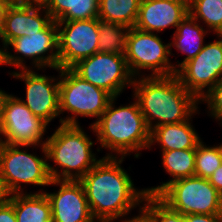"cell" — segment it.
<instances>
[{
	"mask_svg": "<svg viewBox=\"0 0 222 222\" xmlns=\"http://www.w3.org/2000/svg\"><path fill=\"white\" fill-rule=\"evenodd\" d=\"M4 64V48H0V66Z\"/></svg>",
	"mask_w": 222,
	"mask_h": 222,
	"instance_id": "cell-37",
	"label": "cell"
},
{
	"mask_svg": "<svg viewBox=\"0 0 222 222\" xmlns=\"http://www.w3.org/2000/svg\"><path fill=\"white\" fill-rule=\"evenodd\" d=\"M9 6L10 5L7 2L0 0V36L4 29L5 13Z\"/></svg>",
	"mask_w": 222,
	"mask_h": 222,
	"instance_id": "cell-32",
	"label": "cell"
},
{
	"mask_svg": "<svg viewBox=\"0 0 222 222\" xmlns=\"http://www.w3.org/2000/svg\"><path fill=\"white\" fill-rule=\"evenodd\" d=\"M188 10L197 22L206 24L207 30L222 35V0H188Z\"/></svg>",
	"mask_w": 222,
	"mask_h": 222,
	"instance_id": "cell-25",
	"label": "cell"
},
{
	"mask_svg": "<svg viewBox=\"0 0 222 222\" xmlns=\"http://www.w3.org/2000/svg\"><path fill=\"white\" fill-rule=\"evenodd\" d=\"M191 119L192 117L181 123L164 124L153 128L150 132L149 150L155 143L160 146L161 151L196 149L202 140L192 127Z\"/></svg>",
	"mask_w": 222,
	"mask_h": 222,
	"instance_id": "cell-18",
	"label": "cell"
},
{
	"mask_svg": "<svg viewBox=\"0 0 222 222\" xmlns=\"http://www.w3.org/2000/svg\"><path fill=\"white\" fill-rule=\"evenodd\" d=\"M21 147L31 146L0 144V185L6 196L24 193L21 187L23 183L49 186L52 181L46 147H41L42 157L28 153Z\"/></svg>",
	"mask_w": 222,
	"mask_h": 222,
	"instance_id": "cell-5",
	"label": "cell"
},
{
	"mask_svg": "<svg viewBox=\"0 0 222 222\" xmlns=\"http://www.w3.org/2000/svg\"><path fill=\"white\" fill-rule=\"evenodd\" d=\"M208 31L209 30L204 29L200 22H197L190 14L176 27L170 46L171 48H173V46L176 47V50L187 55L181 63L177 61L178 65H175V74L186 62L196 57L202 50Z\"/></svg>",
	"mask_w": 222,
	"mask_h": 222,
	"instance_id": "cell-19",
	"label": "cell"
},
{
	"mask_svg": "<svg viewBox=\"0 0 222 222\" xmlns=\"http://www.w3.org/2000/svg\"><path fill=\"white\" fill-rule=\"evenodd\" d=\"M141 207V215L148 222H184V215L174 211L156 195H146Z\"/></svg>",
	"mask_w": 222,
	"mask_h": 222,
	"instance_id": "cell-27",
	"label": "cell"
},
{
	"mask_svg": "<svg viewBox=\"0 0 222 222\" xmlns=\"http://www.w3.org/2000/svg\"><path fill=\"white\" fill-rule=\"evenodd\" d=\"M207 104L208 113L211 117L222 123V79L213 86L205 96L200 100Z\"/></svg>",
	"mask_w": 222,
	"mask_h": 222,
	"instance_id": "cell-28",
	"label": "cell"
},
{
	"mask_svg": "<svg viewBox=\"0 0 222 222\" xmlns=\"http://www.w3.org/2000/svg\"><path fill=\"white\" fill-rule=\"evenodd\" d=\"M53 21L98 18L99 0H49L44 6Z\"/></svg>",
	"mask_w": 222,
	"mask_h": 222,
	"instance_id": "cell-21",
	"label": "cell"
},
{
	"mask_svg": "<svg viewBox=\"0 0 222 222\" xmlns=\"http://www.w3.org/2000/svg\"><path fill=\"white\" fill-rule=\"evenodd\" d=\"M12 47L14 55L8 52ZM49 53V54H48ZM47 54V55H46ZM25 59H31L30 69L59 68L57 22L51 21L42 31L12 40L4 48V64L18 69H29ZM24 61V62H23Z\"/></svg>",
	"mask_w": 222,
	"mask_h": 222,
	"instance_id": "cell-9",
	"label": "cell"
},
{
	"mask_svg": "<svg viewBox=\"0 0 222 222\" xmlns=\"http://www.w3.org/2000/svg\"><path fill=\"white\" fill-rule=\"evenodd\" d=\"M6 197L0 185V202Z\"/></svg>",
	"mask_w": 222,
	"mask_h": 222,
	"instance_id": "cell-38",
	"label": "cell"
},
{
	"mask_svg": "<svg viewBox=\"0 0 222 222\" xmlns=\"http://www.w3.org/2000/svg\"><path fill=\"white\" fill-rule=\"evenodd\" d=\"M59 69L72 68L98 53V18L57 22Z\"/></svg>",
	"mask_w": 222,
	"mask_h": 222,
	"instance_id": "cell-13",
	"label": "cell"
},
{
	"mask_svg": "<svg viewBox=\"0 0 222 222\" xmlns=\"http://www.w3.org/2000/svg\"><path fill=\"white\" fill-rule=\"evenodd\" d=\"M98 52L125 56L129 28L98 19Z\"/></svg>",
	"mask_w": 222,
	"mask_h": 222,
	"instance_id": "cell-24",
	"label": "cell"
},
{
	"mask_svg": "<svg viewBox=\"0 0 222 222\" xmlns=\"http://www.w3.org/2000/svg\"><path fill=\"white\" fill-rule=\"evenodd\" d=\"M57 71L60 77V114L66 111L71 113L70 116L60 118V124L79 125V116L93 117L97 121L113 97L105 90L82 79L71 68H57Z\"/></svg>",
	"mask_w": 222,
	"mask_h": 222,
	"instance_id": "cell-6",
	"label": "cell"
},
{
	"mask_svg": "<svg viewBox=\"0 0 222 222\" xmlns=\"http://www.w3.org/2000/svg\"><path fill=\"white\" fill-rule=\"evenodd\" d=\"M208 180L217 189V191L222 195V164L208 178Z\"/></svg>",
	"mask_w": 222,
	"mask_h": 222,
	"instance_id": "cell-31",
	"label": "cell"
},
{
	"mask_svg": "<svg viewBox=\"0 0 222 222\" xmlns=\"http://www.w3.org/2000/svg\"><path fill=\"white\" fill-rule=\"evenodd\" d=\"M51 21L52 18L44 6L10 5L5 13L4 29L0 36L2 47L5 48L18 37L42 31Z\"/></svg>",
	"mask_w": 222,
	"mask_h": 222,
	"instance_id": "cell-17",
	"label": "cell"
},
{
	"mask_svg": "<svg viewBox=\"0 0 222 222\" xmlns=\"http://www.w3.org/2000/svg\"><path fill=\"white\" fill-rule=\"evenodd\" d=\"M116 99L113 97L110 100L101 117L89 128L96 134L101 148L111 151L106 157L119 155L125 158L131 152H136L134 157L138 158L140 151L149 149L151 131L135 98L130 105L119 107H115Z\"/></svg>",
	"mask_w": 222,
	"mask_h": 222,
	"instance_id": "cell-3",
	"label": "cell"
},
{
	"mask_svg": "<svg viewBox=\"0 0 222 222\" xmlns=\"http://www.w3.org/2000/svg\"><path fill=\"white\" fill-rule=\"evenodd\" d=\"M42 190L5 197L14 207L17 222H52L51 204Z\"/></svg>",
	"mask_w": 222,
	"mask_h": 222,
	"instance_id": "cell-20",
	"label": "cell"
},
{
	"mask_svg": "<svg viewBox=\"0 0 222 222\" xmlns=\"http://www.w3.org/2000/svg\"><path fill=\"white\" fill-rule=\"evenodd\" d=\"M93 144L80 125L60 124L45 144L48 161L58 166L48 163L51 178L79 181L101 160L92 153Z\"/></svg>",
	"mask_w": 222,
	"mask_h": 222,
	"instance_id": "cell-4",
	"label": "cell"
},
{
	"mask_svg": "<svg viewBox=\"0 0 222 222\" xmlns=\"http://www.w3.org/2000/svg\"><path fill=\"white\" fill-rule=\"evenodd\" d=\"M184 222H222V214H187Z\"/></svg>",
	"mask_w": 222,
	"mask_h": 222,
	"instance_id": "cell-30",
	"label": "cell"
},
{
	"mask_svg": "<svg viewBox=\"0 0 222 222\" xmlns=\"http://www.w3.org/2000/svg\"><path fill=\"white\" fill-rule=\"evenodd\" d=\"M162 152V165L172 179L162 184L145 188L148 195H157L168 183L190 176H194L195 171V149H175Z\"/></svg>",
	"mask_w": 222,
	"mask_h": 222,
	"instance_id": "cell-22",
	"label": "cell"
},
{
	"mask_svg": "<svg viewBox=\"0 0 222 222\" xmlns=\"http://www.w3.org/2000/svg\"><path fill=\"white\" fill-rule=\"evenodd\" d=\"M128 222H148V221L141 215V208H139V214L137 216L129 218Z\"/></svg>",
	"mask_w": 222,
	"mask_h": 222,
	"instance_id": "cell-34",
	"label": "cell"
},
{
	"mask_svg": "<svg viewBox=\"0 0 222 222\" xmlns=\"http://www.w3.org/2000/svg\"><path fill=\"white\" fill-rule=\"evenodd\" d=\"M0 222H17L14 207L6 198L0 202Z\"/></svg>",
	"mask_w": 222,
	"mask_h": 222,
	"instance_id": "cell-29",
	"label": "cell"
},
{
	"mask_svg": "<svg viewBox=\"0 0 222 222\" xmlns=\"http://www.w3.org/2000/svg\"><path fill=\"white\" fill-rule=\"evenodd\" d=\"M97 222H114L113 220L111 221V220H108V221H97ZM121 222H128V219H126V220H122Z\"/></svg>",
	"mask_w": 222,
	"mask_h": 222,
	"instance_id": "cell-39",
	"label": "cell"
},
{
	"mask_svg": "<svg viewBox=\"0 0 222 222\" xmlns=\"http://www.w3.org/2000/svg\"><path fill=\"white\" fill-rule=\"evenodd\" d=\"M222 164V144L208 146L201 141L195 149L194 175L208 179Z\"/></svg>",
	"mask_w": 222,
	"mask_h": 222,
	"instance_id": "cell-26",
	"label": "cell"
},
{
	"mask_svg": "<svg viewBox=\"0 0 222 222\" xmlns=\"http://www.w3.org/2000/svg\"><path fill=\"white\" fill-rule=\"evenodd\" d=\"M78 76L94 86L118 97L126 87H132L131 75L125 56L120 54L95 53L79 61L71 68Z\"/></svg>",
	"mask_w": 222,
	"mask_h": 222,
	"instance_id": "cell-11",
	"label": "cell"
},
{
	"mask_svg": "<svg viewBox=\"0 0 222 222\" xmlns=\"http://www.w3.org/2000/svg\"><path fill=\"white\" fill-rule=\"evenodd\" d=\"M156 196L183 215L222 214V195L208 179L195 175L168 183Z\"/></svg>",
	"mask_w": 222,
	"mask_h": 222,
	"instance_id": "cell-7",
	"label": "cell"
},
{
	"mask_svg": "<svg viewBox=\"0 0 222 222\" xmlns=\"http://www.w3.org/2000/svg\"><path fill=\"white\" fill-rule=\"evenodd\" d=\"M188 14V0H141L134 27L160 33L177 27Z\"/></svg>",
	"mask_w": 222,
	"mask_h": 222,
	"instance_id": "cell-16",
	"label": "cell"
},
{
	"mask_svg": "<svg viewBox=\"0 0 222 222\" xmlns=\"http://www.w3.org/2000/svg\"><path fill=\"white\" fill-rule=\"evenodd\" d=\"M141 0H99L98 19L134 27Z\"/></svg>",
	"mask_w": 222,
	"mask_h": 222,
	"instance_id": "cell-23",
	"label": "cell"
},
{
	"mask_svg": "<svg viewBox=\"0 0 222 222\" xmlns=\"http://www.w3.org/2000/svg\"><path fill=\"white\" fill-rule=\"evenodd\" d=\"M144 75L134 78L133 98L138 101L150 131L164 124L184 122L199 113L200 101L182 86L176 74Z\"/></svg>",
	"mask_w": 222,
	"mask_h": 222,
	"instance_id": "cell-2",
	"label": "cell"
},
{
	"mask_svg": "<svg viewBox=\"0 0 222 222\" xmlns=\"http://www.w3.org/2000/svg\"><path fill=\"white\" fill-rule=\"evenodd\" d=\"M47 126L49 125L36 117L20 98L12 94L6 95L0 126L1 143L33 148L45 146L46 140H42Z\"/></svg>",
	"mask_w": 222,
	"mask_h": 222,
	"instance_id": "cell-10",
	"label": "cell"
},
{
	"mask_svg": "<svg viewBox=\"0 0 222 222\" xmlns=\"http://www.w3.org/2000/svg\"><path fill=\"white\" fill-rule=\"evenodd\" d=\"M7 94L8 93H6L4 90L0 89V126L2 122L3 103Z\"/></svg>",
	"mask_w": 222,
	"mask_h": 222,
	"instance_id": "cell-33",
	"label": "cell"
},
{
	"mask_svg": "<svg viewBox=\"0 0 222 222\" xmlns=\"http://www.w3.org/2000/svg\"><path fill=\"white\" fill-rule=\"evenodd\" d=\"M7 2L9 5L26 4V0H1Z\"/></svg>",
	"mask_w": 222,
	"mask_h": 222,
	"instance_id": "cell-36",
	"label": "cell"
},
{
	"mask_svg": "<svg viewBox=\"0 0 222 222\" xmlns=\"http://www.w3.org/2000/svg\"><path fill=\"white\" fill-rule=\"evenodd\" d=\"M217 37L176 72L182 86L199 101L222 79V35Z\"/></svg>",
	"mask_w": 222,
	"mask_h": 222,
	"instance_id": "cell-12",
	"label": "cell"
},
{
	"mask_svg": "<svg viewBox=\"0 0 222 222\" xmlns=\"http://www.w3.org/2000/svg\"><path fill=\"white\" fill-rule=\"evenodd\" d=\"M49 0H26V4L45 6Z\"/></svg>",
	"mask_w": 222,
	"mask_h": 222,
	"instance_id": "cell-35",
	"label": "cell"
},
{
	"mask_svg": "<svg viewBox=\"0 0 222 222\" xmlns=\"http://www.w3.org/2000/svg\"><path fill=\"white\" fill-rule=\"evenodd\" d=\"M170 42L163 44L157 33L129 28L125 59L131 75L140 77L141 70H151L146 76H171L175 74V64Z\"/></svg>",
	"mask_w": 222,
	"mask_h": 222,
	"instance_id": "cell-8",
	"label": "cell"
},
{
	"mask_svg": "<svg viewBox=\"0 0 222 222\" xmlns=\"http://www.w3.org/2000/svg\"><path fill=\"white\" fill-rule=\"evenodd\" d=\"M124 157H102L79 181L85 189L92 217L96 221L117 220L142 207L146 190L136 189L121 167Z\"/></svg>",
	"mask_w": 222,
	"mask_h": 222,
	"instance_id": "cell-1",
	"label": "cell"
},
{
	"mask_svg": "<svg viewBox=\"0 0 222 222\" xmlns=\"http://www.w3.org/2000/svg\"><path fill=\"white\" fill-rule=\"evenodd\" d=\"M49 185L60 187L57 192H44L51 204L52 222H95L80 181L52 179Z\"/></svg>",
	"mask_w": 222,
	"mask_h": 222,
	"instance_id": "cell-15",
	"label": "cell"
},
{
	"mask_svg": "<svg viewBox=\"0 0 222 222\" xmlns=\"http://www.w3.org/2000/svg\"><path fill=\"white\" fill-rule=\"evenodd\" d=\"M25 83L26 99L20 100L27 108L47 125L60 115L59 84L60 77H48L33 69H21L9 73Z\"/></svg>",
	"mask_w": 222,
	"mask_h": 222,
	"instance_id": "cell-14",
	"label": "cell"
}]
</instances>
